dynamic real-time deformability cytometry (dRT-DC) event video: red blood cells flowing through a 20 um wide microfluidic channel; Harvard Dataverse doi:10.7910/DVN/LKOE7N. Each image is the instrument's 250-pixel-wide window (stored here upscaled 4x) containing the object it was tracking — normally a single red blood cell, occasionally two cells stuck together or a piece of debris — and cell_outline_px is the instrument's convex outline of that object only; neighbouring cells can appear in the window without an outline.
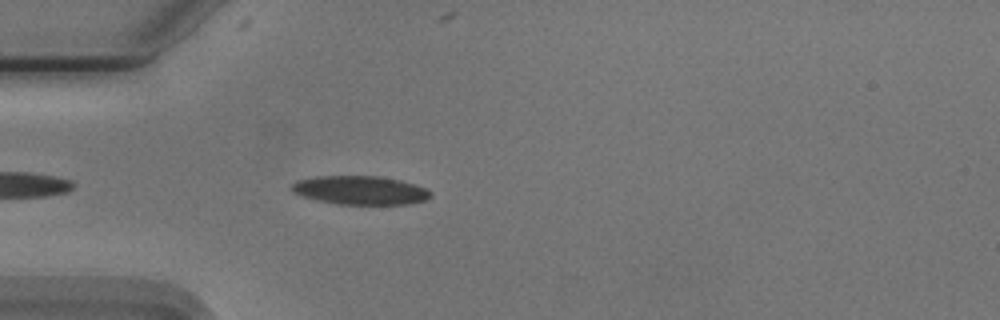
{"species": "Egyptian fruit bat (a non-hibernating species)", "species_latin": "Rousettus aegyptiacus", "temperature_condition": "cold", "stored_images_in_passage": 19, "camera_frame_rate_fps": 3000, "um_per_image_px": 0.085, "animal": {"sex": "male"}, "frame": {"image": 1, "passage_image": 1, "time_ms": 0.0, "image_size_px": [1000, 320], "cell_outline_px": [[432, 196], [424, 200], [408, 204], [340, 204], [316, 200], [292, 192], [288, 188], [296, 180], [316, 176], [380, 176], [400, 180], [428, 188], [432, 192]], "centroid_in_image_um": [30.61, 16.16], "position_along_channel_um": 54.4, "area_um2": 23.35}}
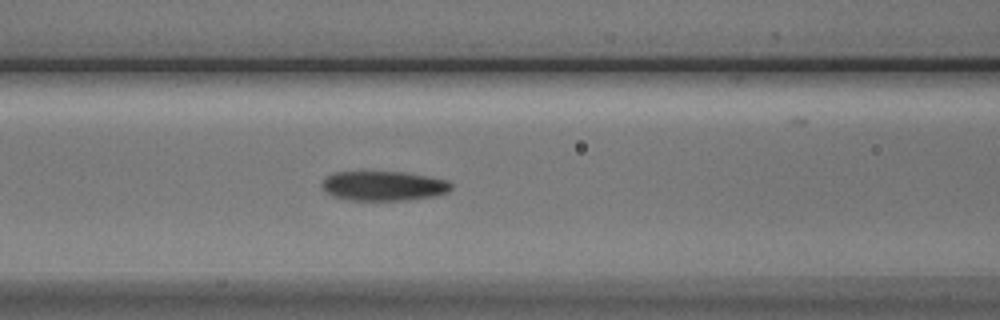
{"frame": {"image": 2, "passage_image": 8, "time_ms": 2.333, "image_size_px": [1000, 320], "cell_outline_px": [[452, 188], [448, 192], [436, 196], [408, 200], [348, 200], [332, 196], [324, 192], [320, 184], [332, 172], [404, 172], [448, 180], [452, 184]], "centroid_in_image_um": [32.59, 15.81], "position_along_channel_um": 134.0, "area_um2": 22.48}}
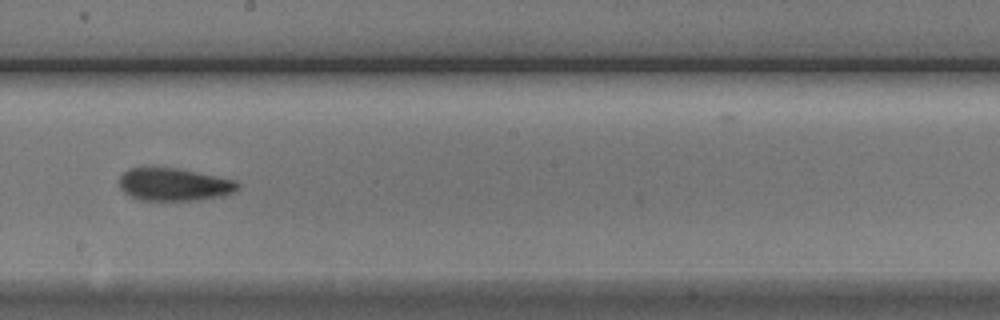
{"frame": {"image": 3, "passage_image": 16, "time_ms": 5.0, "image_size_px": [1000, 320], "cell_outline_px": [[240, 188], [236, 192], [224, 196], [200, 200], [140, 200], [128, 196], [120, 188], [120, 176], [128, 168], [176, 168], [236, 180], [240, 184]], "centroid_in_image_um": [14.83, 15.7], "position_along_channel_um": 233.4, "area_um2": 22.72}}